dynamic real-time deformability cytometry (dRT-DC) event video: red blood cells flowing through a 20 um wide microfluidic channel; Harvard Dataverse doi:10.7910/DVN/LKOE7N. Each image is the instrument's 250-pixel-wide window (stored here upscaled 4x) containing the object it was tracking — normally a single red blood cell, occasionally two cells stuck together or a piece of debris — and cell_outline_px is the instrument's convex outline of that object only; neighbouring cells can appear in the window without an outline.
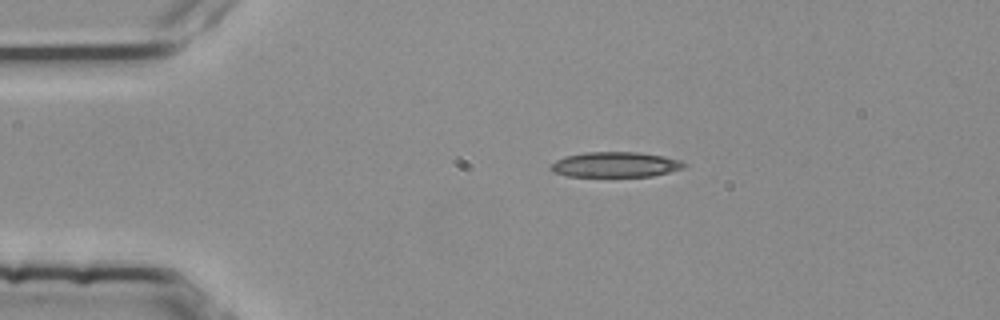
{"species": "common noctule bat (a hibernating species)", "species_latin": "Nyctalus noctula", "temperature_condition": "room temperature", "stored_images_in_passage": 2, "camera_frame_rate_fps": 3000, "um_per_image_px": 0.085, "animal": {"sex": "female", "body_mass_g": 25.1}, "frame": {"image": 1, "passage_image": 1, "time_ms": 0.0, "image_size_px": [1000, 320], "cell_outline_px": [[688, 164], [684, 168], [652, 176], [568, 176], [552, 172], [552, 164], [556, 160], [564, 156], [584, 152], [640, 152], [664, 156], [680, 160]], "centroid_in_image_um": [52.33, 13.98], "position_along_channel_um": 32.7, "area_um2": 19.59}}